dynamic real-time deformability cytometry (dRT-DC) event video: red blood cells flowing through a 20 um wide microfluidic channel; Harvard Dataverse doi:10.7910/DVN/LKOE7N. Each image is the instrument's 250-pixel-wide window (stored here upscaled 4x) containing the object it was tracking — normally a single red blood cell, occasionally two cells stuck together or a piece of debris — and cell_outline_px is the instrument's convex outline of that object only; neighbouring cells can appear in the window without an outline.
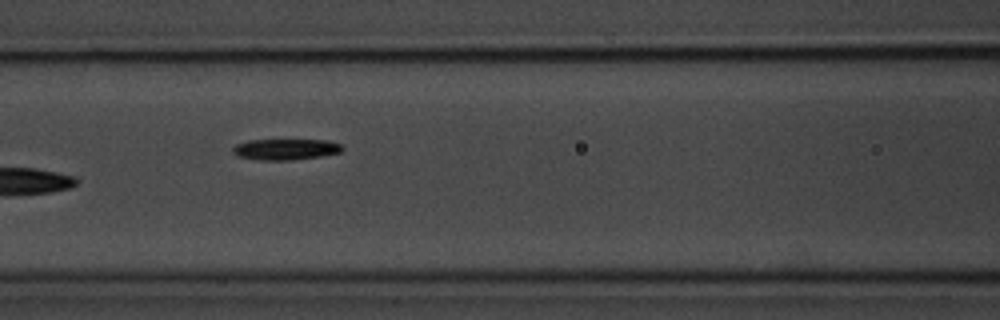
{"species": "common noctule bat (a hibernating species)", "species_latin": "Nyctalus noctula", "temperature_condition": "room temperature", "stored_images_in_passage": 9, "camera_frame_rate_fps": 3000, "um_per_image_px": 0.085, "animal": {"sex": "male", "body_mass_g": 20.1, "forearm_length_mm": 53.5}, "frame": {"image": 1, "passage_image": 8, "time_ms": 8.0, "image_size_px": [1000, 320], "cell_outline_px": [[344, 148], [340, 152], [320, 156], [292, 160], [264, 160], [236, 156], [232, 152], [232, 148], [236, 144], [248, 140], [328, 140], [340, 144]], "centroid_in_image_um": [24.25, 12.68], "position_along_channel_um": 142.3, "area_um2": 13.35}}
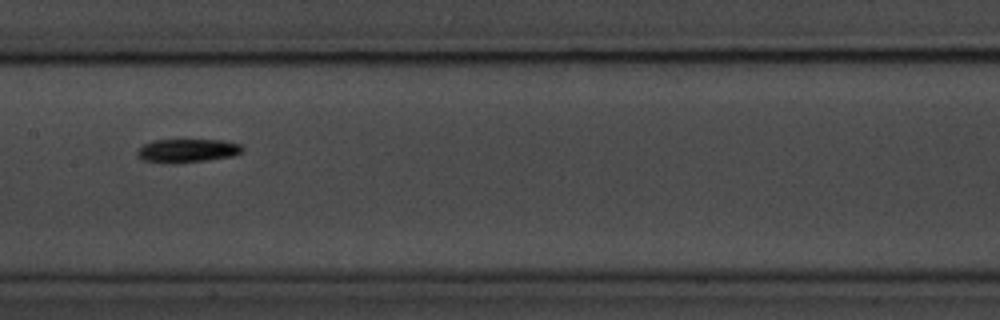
{"frame": {"image": 2, "passage_image": 9, "time_ms": 9.333, "image_size_px": [1000, 320], "cell_outline_px": [[244, 148], [240, 152], [232, 156], [204, 160], [172, 164], [140, 160], [136, 156], [136, 152], [144, 144], [152, 140], [224, 140], [240, 144]], "centroid_in_image_um": [15.86, 12.81], "position_along_channel_um": 191.5, "area_um2": 14.45}}